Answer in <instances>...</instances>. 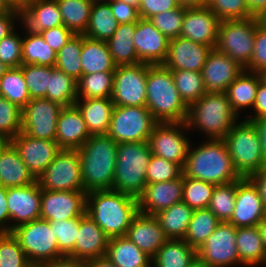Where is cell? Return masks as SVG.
<instances>
[{
	"mask_svg": "<svg viewBox=\"0 0 266 267\" xmlns=\"http://www.w3.org/2000/svg\"><path fill=\"white\" fill-rule=\"evenodd\" d=\"M244 70L238 61L213 48L201 71L205 93H226L228 86Z\"/></svg>",
	"mask_w": 266,
	"mask_h": 267,
	"instance_id": "obj_20",
	"label": "cell"
},
{
	"mask_svg": "<svg viewBox=\"0 0 266 267\" xmlns=\"http://www.w3.org/2000/svg\"><path fill=\"white\" fill-rule=\"evenodd\" d=\"M88 267H116L106 256L87 261Z\"/></svg>",
	"mask_w": 266,
	"mask_h": 267,
	"instance_id": "obj_68",
	"label": "cell"
},
{
	"mask_svg": "<svg viewBox=\"0 0 266 267\" xmlns=\"http://www.w3.org/2000/svg\"><path fill=\"white\" fill-rule=\"evenodd\" d=\"M16 30L0 40V60L9 68L22 65L23 37Z\"/></svg>",
	"mask_w": 266,
	"mask_h": 267,
	"instance_id": "obj_56",
	"label": "cell"
},
{
	"mask_svg": "<svg viewBox=\"0 0 266 267\" xmlns=\"http://www.w3.org/2000/svg\"><path fill=\"white\" fill-rule=\"evenodd\" d=\"M236 182L217 185L213 191L208 208L222 221H229L235 209Z\"/></svg>",
	"mask_w": 266,
	"mask_h": 267,
	"instance_id": "obj_48",
	"label": "cell"
},
{
	"mask_svg": "<svg viewBox=\"0 0 266 267\" xmlns=\"http://www.w3.org/2000/svg\"><path fill=\"white\" fill-rule=\"evenodd\" d=\"M86 123L76 105L63 107L58 115L55 141L61 149L77 150L89 138Z\"/></svg>",
	"mask_w": 266,
	"mask_h": 267,
	"instance_id": "obj_26",
	"label": "cell"
},
{
	"mask_svg": "<svg viewBox=\"0 0 266 267\" xmlns=\"http://www.w3.org/2000/svg\"><path fill=\"white\" fill-rule=\"evenodd\" d=\"M44 41L56 52H58L75 33L64 25L46 29L40 33Z\"/></svg>",
	"mask_w": 266,
	"mask_h": 267,
	"instance_id": "obj_58",
	"label": "cell"
},
{
	"mask_svg": "<svg viewBox=\"0 0 266 267\" xmlns=\"http://www.w3.org/2000/svg\"><path fill=\"white\" fill-rule=\"evenodd\" d=\"M220 222L209 208L194 210L183 240L197 250L214 232Z\"/></svg>",
	"mask_w": 266,
	"mask_h": 267,
	"instance_id": "obj_42",
	"label": "cell"
},
{
	"mask_svg": "<svg viewBox=\"0 0 266 267\" xmlns=\"http://www.w3.org/2000/svg\"><path fill=\"white\" fill-rule=\"evenodd\" d=\"M185 14V5L152 16L149 20L169 40L180 36Z\"/></svg>",
	"mask_w": 266,
	"mask_h": 267,
	"instance_id": "obj_54",
	"label": "cell"
},
{
	"mask_svg": "<svg viewBox=\"0 0 266 267\" xmlns=\"http://www.w3.org/2000/svg\"><path fill=\"white\" fill-rule=\"evenodd\" d=\"M171 72L176 88L188 107L205 94L201 72L190 70H171Z\"/></svg>",
	"mask_w": 266,
	"mask_h": 267,
	"instance_id": "obj_46",
	"label": "cell"
},
{
	"mask_svg": "<svg viewBox=\"0 0 266 267\" xmlns=\"http://www.w3.org/2000/svg\"><path fill=\"white\" fill-rule=\"evenodd\" d=\"M177 1L181 5L190 6V0H177Z\"/></svg>",
	"mask_w": 266,
	"mask_h": 267,
	"instance_id": "obj_77",
	"label": "cell"
},
{
	"mask_svg": "<svg viewBox=\"0 0 266 267\" xmlns=\"http://www.w3.org/2000/svg\"><path fill=\"white\" fill-rule=\"evenodd\" d=\"M63 107L46 98H34L22 109L21 132L35 139L55 141L58 115Z\"/></svg>",
	"mask_w": 266,
	"mask_h": 267,
	"instance_id": "obj_15",
	"label": "cell"
},
{
	"mask_svg": "<svg viewBox=\"0 0 266 267\" xmlns=\"http://www.w3.org/2000/svg\"><path fill=\"white\" fill-rule=\"evenodd\" d=\"M118 22L113 17L108 2H94L84 36L107 42L117 30Z\"/></svg>",
	"mask_w": 266,
	"mask_h": 267,
	"instance_id": "obj_38",
	"label": "cell"
},
{
	"mask_svg": "<svg viewBox=\"0 0 266 267\" xmlns=\"http://www.w3.org/2000/svg\"><path fill=\"white\" fill-rule=\"evenodd\" d=\"M107 2L111 7L113 17L117 20L118 24L137 22L140 19L137 8L128 5L121 0H110Z\"/></svg>",
	"mask_w": 266,
	"mask_h": 267,
	"instance_id": "obj_60",
	"label": "cell"
},
{
	"mask_svg": "<svg viewBox=\"0 0 266 267\" xmlns=\"http://www.w3.org/2000/svg\"><path fill=\"white\" fill-rule=\"evenodd\" d=\"M212 49L178 36L169 40L168 55L163 65L169 70L201 72Z\"/></svg>",
	"mask_w": 266,
	"mask_h": 267,
	"instance_id": "obj_23",
	"label": "cell"
},
{
	"mask_svg": "<svg viewBox=\"0 0 266 267\" xmlns=\"http://www.w3.org/2000/svg\"><path fill=\"white\" fill-rule=\"evenodd\" d=\"M179 5L177 0H141L138 11L140 18L150 19L156 14L172 10Z\"/></svg>",
	"mask_w": 266,
	"mask_h": 267,
	"instance_id": "obj_59",
	"label": "cell"
},
{
	"mask_svg": "<svg viewBox=\"0 0 266 267\" xmlns=\"http://www.w3.org/2000/svg\"><path fill=\"white\" fill-rule=\"evenodd\" d=\"M121 1L125 2L128 5H131L135 8H137V9H139L140 2H141V0H121Z\"/></svg>",
	"mask_w": 266,
	"mask_h": 267,
	"instance_id": "obj_72",
	"label": "cell"
},
{
	"mask_svg": "<svg viewBox=\"0 0 266 267\" xmlns=\"http://www.w3.org/2000/svg\"><path fill=\"white\" fill-rule=\"evenodd\" d=\"M253 17L260 18L266 13V0H246Z\"/></svg>",
	"mask_w": 266,
	"mask_h": 267,
	"instance_id": "obj_67",
	"label": "cell"
},
{
	"mask_svg": "<svg viewBox=\"0 0 266 267\" xmlns=\"http://www.w3.org/2000/svg\"><path fill=\"white\" fill-rule=\"evenodd\" d=\"M77 151L84 191L112 190L117 143L107 134L91 135Z\"/></svg>",
	"mask_w": 266,
	"mask_h": 267,
	"instance_id": "obj_3",
	"label": "cell"
},
{
	"mask_svg": "<svg viewBox=\"0 0 266 267\" xmlns=\"http://www.w3.org/2000/svg\"><path fill=\"white\" fill-rule=\"evenodd\" d=\"M21 22L31 33L64 25L57 0H34L21 11Z\"/></svg>",
	"mask_w": 266,
	"mask_h": 267,
	"instance_id": "obj_28",
	"label": "cell"
},
{
	"mask_svg": "<svg viewBox=\"0 0 266 267\" xmlns=\"http://www.w3.org/2000/svg\"><path fill=\"white\" fill-rule=\"evenodd\" d=\"M9 69L5 64L0 60V78L4 75V73Z\"/></svg>",
	"mask_w": 266,
	"mask_h": 267,
	"instance_id": "obj_75",
	"label": "cell"
},
{
	"mask_svg": "<svg viewBox=\"0 0 266 267\" xmlns=\"http://www.w3.org/2000/svg\"><path fill=\"white\" fill-rule=\"evenodd\" d=\"M11 232L32 265L44 266L64 257L59 251L57 238L47 220H33Z\"/></svg>",
	"mask_w": 266,
	"mask_h": 267,
	"instance_id": "obj_8",
	"label": "cell"
},
{
	"mask_svg": "<svg viewBox=\"0 0 266 267\" xmlns=\"http://www.w3.org/2000/svg\"><path fill=\"white\" fill-rule=\"evenodd\" d=\"M235 241L236 227L230 222L222 221L197 249V258L209 267L240 265Z\"/></svg>",
	"mask_w": 266,
	"mask_h": 267,
	"instance_id": "obj_13",
	"label": "cell"
},
{
	"mask_svg": "<svg viewBox=\"0 0 266 267\" xmlns=\"http://www.w3.org/2000/svg\"><path fill=\"white\" fill-rule=\"evenodd\" d=\"M186 122L157 123L148 139L152 155L178 164L182 169L185 165L190 140L186 136Z\"/></svg>",
	"mask_w": 266,
	"mask_h": 267,
	"instance_id": "obj_11",
	"label": "cell"
},
{
	"mask_svg": "<svg viewBox=\"0 0 266 267\" xmlns=\"http://www.w3.org/2000/svg\"><path fill=\"white\" fill-rule=\"evenodd\" d=\"M114 72L82 75L77 81V99L111 98Z\"/></svg>",
	"mask_w": 266,
	"mask_h": 267,
	"instance_id": "obj_43",
	"label": "cell"
},
{
	"mask_svg": "<svg viewBox=\"0 0 266 267\" xmlns=\"http://www.w3.org/2000/svg\"><path fill=\"white\" fill-rule=\"evenodd\" d=\"M93 2H107V1H110V0H92Z\"/></svg>",
	"mask_w": 266,
	"mask_h": 267,
	"instance_id": "obj_79",
	"label": "cell"
},
{
	"mask_svg": "<svg viewBox=\"0 0 266 267\" xmlns=\"http://www.w3.org/2000/svg\"><path fill=\"white\" fill-rule=\"evenodd\" d=\"M261 22L266 25V13L261 17Z\"/></svg>",
	"mask_w": 266,
	"mask_h": 267,
	"instance_id": "obj_78",
	"label": "cell"
},
{
	"mask_svg": "<svg viewBox=\"0 0 266 267\" xmlns=\"http://www.w3.org/2000/svg\"><path fill=\"white\" fill-rule=\"evenodd\" d=\"M125 236L151 258L168 240L155 216L140 212L132 219Z\"/></svg>",
	"mask_w": 266,
	"mask_h": 267,
	"instance_id": "obj_27",
	"label": "cell"
},
{
	"mask_svg": "<svg viewBox=\"0 0 266 267\" xmlns=\"http://www.w3.org/2000/svg\"><path fill=\"white\" fill-rule=\"evenodd\" d=\"M106 257L116 267H152V258L126 236L109 238Z\"/></svg>",
	"mask_w": 266,
	"mask_h": 267,
	"instance_id": "obj_34",
	"label": "cell"
},
{
	"mask_svg": "<svg viewBox=\"0 0 266 267\" xmlns=\"http://www.w3.org/2000/svg\"><path fill=\"white\" fill-rule=\"evenodd\" d=\"M152 153L148 142L117 144L113 191L138 198L146 187V172Z\"/></svg>",
	"mask_w": 266,
	"mask_h": 267,
	"instance_id": "obj_6",
	"label": "cell"
},
{
	"mask_svg": "<svg viewBox=\"0 0 266 267\" xmlns=\"http://www.w3.org/2000/svg\"><path fill=\"white\" fill-rule=\"evenodd\" d=\"M57 238L58 248L63 256H68L76 245V238L80 227V217L68 220L49 221Z\"/></svg>",
	"mask_w": 266,
	"mask_h": 267,
	"instance_id": "obj_52",
	"label": "cell"
},
{
	"mask_svg": "<svg viewBox=\"0 0 266 267\" xmlns=\"http://www.w3.org/2000/svg\"><path fill=\"white\" fill-rule=\"evenodd\" d=\"M258 228L260 230L261 238L266 250V216L260 221V223L258 224Z\"/></svg>",
	"mask_w": 266,
	"mask_h": 267,
	"instance_id": "obj_70",
	"label": "cell"
},
{
	"mask_svg": "<svg viewBox=\"0 0 266 267\" xmlns=\"http://www.w3.org/2000/svg\"><path fill=\"white\" fill-rule=\"evenodd\" d=\"M157 123L147 107L114 106L107 135L117 144L148 142Z\"/></svg>",
	"mask_w": 266,
	"mask_h": 267,
	"instance_id": "obj_9",
	"label": "cell"
},
{
	"mask_svg": "<svg viewBox=\"0 0 266 267\" xmlns=\"http://www.w3.org/2000/svg\"><path fill=\"white\" fill-rule=\"evenodd\" d=\"M12 232H0V267H31Z\"/></svg>",
	"mask_w": 266,
	"mask_h": 267,
	"instance_id": "obj_49",
	"label": "cell"
},
{
	"mask_svg": "<svg viewBox=\"0 0 266 267\" xmlns=\"http://www.w3.org/2000/svg\"><path fill=\"white\" fill-rule=\"evenodd\" d=\"M17 21L21 22V11L19 10L13 9L6 13H0V40L16 29Z\"/></svg>",
	"mask_w": 266,
	"mask_h": 267,
	"instance_id": "obj_62",
	"label": "cell"
},
{
	"mask_svg": "<svg viewBox=\"0 0 266 267\" xmlns=\"http://www.w3.org/2000/svg\"><path fill=\"white\" fill-rule=\"evenodd\" d=\"M33 1L34 0H6L8 5L12 9H16V10H19V11H22L24 8H26Z\"/></svg>",
	"mask_w": 266,
	"mask_h": 267,
	"instance_id": "obj_69",
	"label": "cell"
},
{
	"mask_svg": "<svg viewBox=\"0 0 266 267\" xmlns=\"http://www.w3.org/2000/svg\"><path fill=\"white\" fill-rule=\"evenodd\" d=\"M206 0H190V6L203 4Z\"/></svg>",
	"mask_w": 266,
	"mask_h": 267,
	"instance_id": "obj_76",
	"label": "cell"
},
{
	"mask_svg": "<svg viewBox=\"0 0 266 267\" xmlns=\"http://www.w3.org/2000/svg\"><path fill=\"white\" fill-rule=\"evenodd\" d=\"M263 74L244 70L227 88L226 95L232 110L238 115L241 110L254 106L258 84L263 80ZM240 111V112H239Z\"/></svg>",
	"mask_w": 266,
	"mask_h": 267,
	"instance_id": "obj_32",
	"label": "cell"
},
{
	"mask_svg": "<svg viewBox=\"0 0 266 267\" xmlns=\"http://www.w3.org/2000/svg\"><path fill=\"white\" fill-rule=\"evenodd\" d=\"M36 181L15 147L9 143L0 154V185L11 188L30 185Z\"/></svg>",
	"mask_w": 266,
	"mask_h": 267,
	"instance_id": "obj_31",
	"label": "cell"
},
{
	"mask_svg": "<svg viewBox=\"0 0 266 267\" xmlns=\"http://www.w3.org/2000/svg\"><path fill=\"white\" fill-rule=\"evenodd\" d=\"M215 186L183 175L182 201L193 210L208 208Z\"/></svg>",
	"mask_w": 266,
	"mask_h": 267,
	"instance_id": "obj_47",
	"label": "cell"
},
{
	"mask_svg": "<svg viewBox=\"0 0 266 267\" xmlns=\"http://www.w3.org/2000/svg\"><path fill=\"white\" fill-rule=\"evenodd\" d=\"M223 140L242 178L251 177L266 165L257 130L251 121H237Z\"/></svg>",
	"mask_w": 266,
	"mask_h": 267,
	"instance_id": "obj_7",
	"label": "cell"
},
{
	"mask_svg": "<svg viewBox=\"0 0 266 267\" xmlns=\"http://www.w3.org/2000/svg\"><path fill=\"white\" fill-rule=\"evenodd\" d=\"M0 96L23 109L31 100L21 67L9 68L0 78Z\"/></svg>",
	"mask_w": 266,
	"mask_h": 267,
	"instance_id": "obj_44",
	"label": "cell"
},
{
	"mask_svg": "<svg viewBox=\"0 0 266 267\" xmlns=\"http://www.w3.org/2000/svg\"><path fill=\"white\" fill-rule=\"evenodd\" d=\"M90 135L107 134L114 104L111 98L76 99Z\"/></svg>",
	"mask_w": 266,
	"mask_h": 267,
	"instance_id": "obj_29",
	"label": "cell"
},
{
	"mask_svg": "<svg viewBox=\"0 0 266 267\" xmlns=\"http://www.w3.org/2000/svg\"><path fill=\"white\" fill-rule=\"evenodd\" d=\"M146 93V107L158 123L186 122L188 106L163 64H147Z\"/></svg>",
	"mask_w": 266,
	"mask_h": 267,
	"instance_id": "obj_4",
	"label": "cell"
},
{
	"mask_svg": "<svg viewBox=\"0 0 266 267\" xmlns=\"http://www.w3.org/2000/svg\"><path fill=\"white\" fill-rule=\"evenodd\" d=\"M6 198L7 188L0 185V232H10V216Z\"/></svg>",
	"mask_w": 266,
	"mask_h": 267,
	"instance_id": "obj_63",
	"label": "cell"
},
{
	"mask_svg": "<svg viewBox=\"0 0 266 267\" xmlns=\"http://www.w3.org/2000/svg\"><path fill=\"white\" fill-rule=\"evenodd\" d=\"M37 182L45 190L84 191L78 151L61 149Z\"/></svg>",
	"mask_w": 266,
	"mask_h": 267,
	"instance_id": "obj_12",
	"label": "cell"
},
{
	"mask_svg": "<svg viewBox=\"0 0 266 267\" xmlns=\"http://www.w3.org/2000/svg\"><path fill=\"white\" fill-rule=\"evenodd\" d=\"M85 191L41 189L40 218L47 221L68 220L86 213Z\"/></svg>",
	"mask_w": 266,
	"mask_h": 267,
	"instance_id": "obj_16",
	"label": "cell"
},
{
	"mask_svg": "<svg viewBox=\"0 0 266 267\" xmlns=\"http://www.w3.org/2000/svg\"><path fill=\"white\" fill-rule=\"evenodd\" d=\"M44 266L45 267H88V264H87V261L73 259V258L64 256Z\"/></svg>",
	"mask_w": 266,
	"mask_h": 267,
	"instance_id": "obj_66",
	"label": "cell"
},
{
	"mask_svg": "<svg viewBox=\"0 0 266 267\" xmlns=\"http://www.w3.org/2000/svg\"><path fill=\"white\" fill-rule=\"evenodd\" d=\"M258 189L259 195L262 198L266 208V165L257 173L249 177Z\"/></svg>",
	"mask_w": 266,
	"mask_h": 267,
	"instance_id": "obj_64",
	"label": "cell"
},
{
	"mask_svg": "<svg viewBox=\"0 0 266 267\" xmlns=\"http://www.w3.org/2000/svg\"><path fill=\"white\" fill-rule=\"evenodd\" d=\"M197 250L185 240H167L152 258V267H189Z\"/></svg>",
	"mask_w": 266,
	"mask_h": 267,
	"instance_id": "obj_37",
	"label": "cell"
},
{
	"mask_svg": "<svg viewBox=\"0 0 266 267\" xmlns=\"http://www.w3.org/2000/svg\"><path fill=\"white\" fill-rule=\"evenodd\" d=\"M251 17L243 20L220 21L216 49L246 67L252 59L257 21Z\"/></svg>",
	"mask_w": 266,
	"mask_h": 267,
	"instance_id": "obj_10",
	"label": "cell"
},
{
	"mask_svg": "<svg viewBox=\"0 0 266 267\" xmlns=\"http://www.w3.org/2000/svg\"><path fill=\"white\" fill-rule=\"evenodd\" d=\"M109 237L85 213L80 216V227L73 251L67 256L73 259L89 261L106 256Z\"/></svg>",
	"mask_w": 266,
	"mask_h": 267,
	"instance_id": "obj_25",
	"label": "cell"
},
{
	"mask_svg": "<svg viewBox=\"0 0 266 267\" xmlns=\"http://www.w3.org/2000/svg\"><path fill=\"white\" fill-rule=\"evenodd\" d=\"M22 109L0 96V137L12 140L22 129Z\"/></svg>",
	"mask_w": 266,
	"mask_h": 267,
	"instance_id": "obj_50",
	"label": "cell"
},
{
	"mask_svg": "<svg viewBox=\"0 0 266 267\" xmlns=\"http://www.w3.org/2000/svg\"><path fill=\"white\" fill-rule=\"evenodd\" d=\"M20 67L30 98H45L50 78V67L36 64H22Z\"/></svg>",
	"mask_w": 266,
	"mask_h": 267,
	"instance_id": "obj_51",
	"label": "cell"
},
{
	"mask_svg": "<svg viewBox=\"0 0 266 267\" xmlns=\"http://www.w3.org/2000/svg\"><path fill=\"white\" fill-rule=\"evenodd\" d=\"M183 169L176 163L152 155L147 166L146 182L156 183L178 179Z\"/></svg>",
	"mask_w": 266,
	"mask_h": 267,
	"instance_id": "obj_55",
	"label": "cell"
},
{
	"mask_svg": "<svg viewBox=\"0 0 266 267\" xmlns=\"http://www.w3.org/2000/svg\"><path fill=\"white\" fill-rule=\"evenodd\" d=\"M45 98L60 104L62 107L75 105L77 81L57 67H50V78Z\"/></svg>",
	"mask_w": 266,
	"mask_h": 267,
	"instance_id": "obj_40",
	"label": "cell"
},
{
	"mask_svg": "<svg viewBox=\"0 0 266 267\" xmlns=\"http://www.w3.org/2000/svg\"><path fill=\"white\" fill-rule=\"evenodd\" d=\"M57 3L64 26L75 34H84L94 2L92 0H57Z\"/></svg>",
	"mask_w": 266,
	"mask_h": 267,
	"instance_id": "obj_41",
	"label": "cell"
},
{
	"mask_svg": "<svg viewBox=\"0 0 266 267\" xmlns=\"http://www.w3.org/2000/svg\"><path fill=\"white\" fill-rule=\"evenodd\" d=\"M10 143L9 140L3 138V137H0V154L2 152V150Z\"/></svg>",
	"mask_w": 266,
	"mask_h": 267,
	"instance_id": "obj_74",
	"label": "cell"
},
{
	"mask_svg": "<svg viewBox=\"0 0 266 267\" xmlns=\"http://www.w3.org/2000/svg\"><path fill=\"white\" fill-rule=\"evenodd\" d=\"M80 60L83 75L95 72H114L116 69L107 42L91 39L83 34Z\"/></svg>",
	"mask_w": 266,
	"mask_h": 267,
	"instance_id": "obj_33",
	"label": "cell"
},
{
	"mask_svg": "<svg viewBox=\"0 0 266 267\" xmlns=\"http://www.w3.org/2000/svg\"><path fill=\"white\" fill-rule=\"evenodd\" d=\"M147 63L116 66L112 101L114 106L146 107Z\"/></svg>",
	"mask_w": 266,
	"mask_h": 267,
	"instance_id": "obj_14",
	"label": "cell"
},
{
	"mask_svg": "<svg viewBox=\"0 0 266 267\" xmlns=\"http://www.w3.org/2000/svg\"><path fill=\"white\" fill-rule=\"evenodd\" d=\"M194 210L180 201L155 214L168 240H183Z\"/></svg>",
	"mask_w": 266,
	"mask_h": 267,
	"instance_id": "obj_36",
	"label": "cell"
},
{
	"mask_svg": "<svg viewBox=\"0 0 266 267\" xmlns=\"http://www.w3.org/2000/svg\"><path fill=\"white\" fill-rule=\"evenodd\" d=\"M136 22L118 24L117 30L107 41L109 51L116 66L136 65L138 60L134 46Z\"/></svg>",
	"mask_w": 266,
	"mask_h": 267,
	"instance_id": "obj_35",
	"label": "cell"
},
{
	"mask_svg": "<svg viewBox=\"0 0 266 267\" xmlns=\"http://www.w3.org/2000/svg\"><path fill=\"white\" fill-rule=\"evenodd\" d=\"M6 201L10 232L20 225L40 219L41 188L37 181L30 185L7 188Z\"/></svg>",
	"mask_w": 266,
	"mask_h": 267,
	"instance_id": "obj_19",
	"label": "cell"
},
{
	"mask_svg": "<svg viewBox=\"0 0 266 267\" xmlns=\"http://www.w3.org/2000/svg\"><path fill=\"white\" fill-rule=\"evenodd\" d=\"M202 5L209 7L220 21L253 17L246 0H206Z\"/></svg>",
	"mask_w": 266,
	"mask_h": 267,
	"instance_id": "obj_53",
	"label": "cell"
},
{
	"mask_svg": "<svg viewBox=\"0 0 266 267\" xmlns=\"http://www.w3.org/2000/svg\"><path fill=\"white\" fill-rule=\"evenodd\" d=\"M133 38L138 60L141 63L157 65L165 62L169 39L149 19L140 18L136 22Z\"/></svg>",
	"mask_w": 266,
	"mask_h": 267,
	"instance_id": "obj_22",
	"label": "cell"
},
{
	"mask_svg": "<svg viewBox=\"0 0 266 267\" xmlns=\"http://www.w3.org/2000/svg\"><path fill=\"white\" fill-rule=\"evenodd\" d=\"M254 114L246 118L247 120H255L257 118L266 117V80L263 79L257 87L256 99L252 107Z\"/></svg>",
	"mask_w": 266,
	"mask_h": 267,
	"instance_id": "obj_61",
	"label": "cell"
},
{
	"mask_svg": "<svg viewBox=\"0 0 266 267\" xmlns=\"http://www.w3.org/2000/svg\"><path fill=\"white\" fill-rule=\"evenodd\" d=\"M251 121L256 130L257 134L259 136L260 144H261V153L264 159V162L266 163V117L263 118H257L255 120H249Z\"/></svg>",
	"mask_w": 266,
	"mask_h": 267,
	"instance_id": "obj_65",
	"label": "cell"
},
{
	"mask_svg": "<svg viewBox=\"0 0 266 267\" xmlns=\"http://www.w3.org/2000/svg\"><path fill=\"white\" fill-rule=\"evenodd\" d=\"M82 34H75L58 52L55 67L78 81L83 75L80 54Z\"/></svg>",
	"mask_w": 266,
	"mask_h": 267,
	"instance_id": "obj_45",
	"label": "cell"
},
{
	"mask_svg": "<svg viewBox=\"0 0 266 267\" xmlns=\"http://www.w3.org/2000/svg\"><path fill=\"white\" fill-rule=\"evenodd\" d=\"M206 140L197 147L190 143L183 175L216 186L240 180L242 177L228 154L224 140Z\"/></svg>",
	"mask_w": 266,
	"mask_h": 267,
	"instance_id": "obj_1",
	"label": "cell"
},
{
	"mask_svg": "<svg viewBox=\"0 0 266 267\" xmlns=\"http://www.w3.org/2000/svg\"><path fill=\"white\" fill-rule=\"evenodd\" d=\"M32 175L38 179L61 148L56 141L35 139L23 132L10 140Z\"/></svg>",
	"mask_w": 266,
	"mask_h": 267,
	"instance_id": "obj_17",
	"label": "cell"
},
{
	"mask_svg": "<svg viewBox=\"0 0 266 267\" xmlns=\"http://www.w3.org/2000/svg\"><path fill=\"white\" fill-rule=\"evenodd\" d=\"M25 30L22 41V64L55 67L57 52L44 41L41 34Z\"/></svg>",
	"mask_w": 266,
	"mask_h": 267,
	"instance_id": "obj_39",
	"label": "cell"
},
{
	"mask_svg": "<svg viewBox=\"0 0 266 267\" xmlns=\"http://www.w3.org/2000/svg\"><path fill=\"white\" fill-rule=\"evenodd\" d=\"M11 10L13 9L8 5L6 0H0V13H6Z\"/></svg>",
	"mask_w": 266,
	"mask_h": 267,
	"instance_id": "obj_71",
	"label": "cell"
},
{
	"mask_svg": "<svg viewBox=\"0 0 266 267\" xmlns=\"http://www.w3.org/2000/svg\"><path fill=\"white\" fill-rule=\"evenodd\" d=\"M86 213L109 238L125 236L139 213L138 200L118 191L94 190L86 194Z\"/></svg>",
	"mask_w": 266,
	"mask_h": 267,
	"instance_id": "obj_2",
	"label": "cell"
},
{
	"mask_svg": "<svg viewBox=\"0 0 266 267\" xmlns=\"http://www.w3.org/2000/svg\"><path fill=\"white\" fill-rule=\"evenodd\" d=\"M183 174L172 181L147 183L143 193L137 198L138 211L154 216L173 204L182 201Z\"/></svg>",
	"mask_w": 266,
	"mask_h": 267,
	"instance_id": "obj_24",
	"label": "cell"
},
{
	"mask_svg": "<svg viewBox=\"0 0 266 267\" xmlns=\"http://www.w3.org/2000/svg\"><path fill=\"white\" fill-rule=\"evenodd\" d=\"M263 78L266 80V71L263 73Z\"/></svg>",
	"mask_w": 266,
	"mask_h": 267,
	"instance_id": "obj_80",
	"label": "cell"
},
{
	"mask_svg": "<svg viewBox=\"0 0 266 267\" xmlns=\"http://www.w3.org/2000/svg\"><path fill=\"white\" fill-rule=\"evenodd\" d=\"M245 70L260 74L266 71V25L261 19L257 21L252 59Z\"/></svg>",
	"mask_w": 266,
	"mask_h": 267,
	"instance_id": "obj_57",
	"label": "cell"
},
{
	"mask_svg": "<svg viewBox=\"0 0 266 267\" xmlns=\"http://www.w3.org/2000/svg\"><path fill=\"white\" fill-rule=\"evenodd\" d=\"M266 216V208L258 189L249 178L236 181L235 209L228 221L237 227L258 226Z\"/></svg>",
	"mask_w": 266,
	"mask_h": 267,
	"instance_id": "obj_21",
	"label": "cell"
},
{
	"mask_svg": "<svg viewBox=\"0 0 266 267\" xmlns=\"http://www.w3.org/2000/svg\"><path fill=\"white\" fill-rule=\"evenodd\" d=\"M235 243L241 266L266 265V250L258 226L237 227Z\"/></svg>",
	"mask_w": 266,
	"mask_h": 267,
	"instance_id": "obj_30",
	"label": "cell"
},
{
	"mask_svg": "<svg viewBox=\"0 0 266 267\" xmlns=\"http://www.w3.org/2000/svg\"><path fill=\"white\" fill-rule=\"evenodd\" d=\"M189 267H209V266L204 262L200 261L198 258H196L195 261Z\"/></svg>",
	"mask_w": 266,
	"mask_h": 267,
	"instance_id": "obj_73",
	"label": "cell"
},
{
	"mask_svg": "<svg viewBox=\"0 0 266 267\" xmlns=\"http://www.w3.org/2000/svg\"><path fill=\"white\" fill-rule=\"evenodd\" d=\"M220 20L212 10L202 4L185 6L180 36L193 42L216 47Z\"/></svg>",
	"mask_w": 266,
	"mask_h": 267,
	"instance_id": "obj_18",
	"label": "cell"
},
{
	"mask_svg": "<svg viewBox=\"0 0 266 267\" xmlns=\"http://www.w3.org/2000/svg\"><path fill=\"white\" fill-rule=\"evenodd\" d=\"M239 119L226 93H205L188 107L186 124L191 131L206 134V139H224Z\"/></svg>",
	"mask_w": 266,
	"mask_h": 267,
	"instance_id": "obj_5",
	"label": "cell"
}]
</instances>
